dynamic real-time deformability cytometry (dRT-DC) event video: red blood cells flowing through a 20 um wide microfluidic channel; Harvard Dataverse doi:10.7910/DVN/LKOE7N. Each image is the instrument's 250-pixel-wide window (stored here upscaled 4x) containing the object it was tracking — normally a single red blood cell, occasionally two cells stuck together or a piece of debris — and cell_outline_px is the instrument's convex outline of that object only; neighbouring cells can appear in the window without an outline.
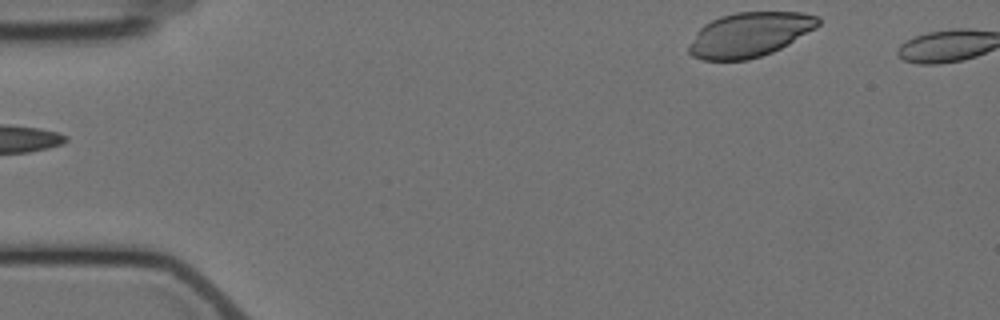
{"species": "Egyptian fruit bat (a non-hibernating species)", "species_latin": "Rousettus aegyptiacus", "temperature_condition": "cold", "stored_images_in_passage": 2, "camera_frame_rate_fps": 3000, "um_per_image_px": 0.085, "animal": {"sex": "female"}, "frame": {"image": 1, "passage_image": 1, "time_ms": 0.0, "image_size_px": [1000, 320], "cell_outline_px": [[820, 24], [816, 28], [788, 44], [772, 52], [748, 60], [700, 60], [692, 56], [688, 52], [688, 48], [696, 32], [704, 24], [720, 16], [736, 12], [800, 12], [820, 16]], "centroid_in_image_um": [63.71, 2.94], "position_along_channel_um": 21.3, "area_um2": 33.58}}